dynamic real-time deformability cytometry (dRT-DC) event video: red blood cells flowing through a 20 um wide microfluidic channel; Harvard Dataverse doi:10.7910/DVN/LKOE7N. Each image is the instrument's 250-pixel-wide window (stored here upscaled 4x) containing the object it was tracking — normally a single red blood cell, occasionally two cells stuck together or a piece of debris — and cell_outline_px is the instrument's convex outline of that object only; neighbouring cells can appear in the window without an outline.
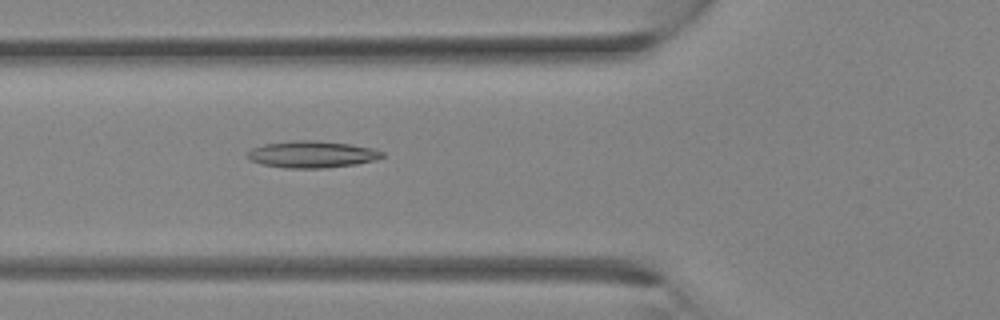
{"species": "Egyptian fruit bat (a non-hibernating species)", "species_latin": "Rousettus aegyptiacus", "temperature_condition": "room temperature", "stored_images_in_passage": 11, "camera_frame_rate_fps": 3000, "um_per_image_px": 0.085, "animal": {"sex": "female"}, "frame": {"image": 1, "passage_image": 11, "time_ms": 3.333, "image_size_px": [1000, 320], "cell_outline_px": [[384, 156], [376, 160], [356, 164], [324, 168], [284, 168], [260, 164], [248, 160], [244, 156], [252, 148], [264, 144], [292, 140], [312, 140], [348, 144], [372, 148], [384, 152]], "centroid_in_image_um": [26.47, 13.13], "position_along_channel_um": 99.3, "area_um2": 21.21}}